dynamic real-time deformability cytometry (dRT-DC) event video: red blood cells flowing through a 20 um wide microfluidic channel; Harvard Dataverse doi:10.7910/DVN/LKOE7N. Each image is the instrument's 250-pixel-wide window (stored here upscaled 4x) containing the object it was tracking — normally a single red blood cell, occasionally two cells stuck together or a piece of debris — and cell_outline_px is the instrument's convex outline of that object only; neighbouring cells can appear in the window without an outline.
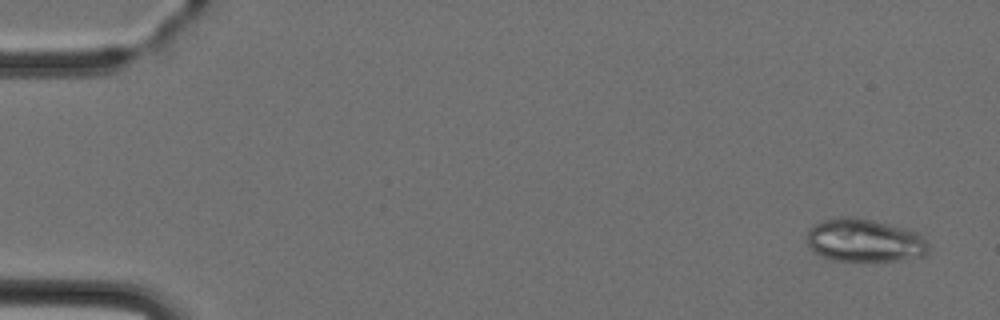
{"species": "Egyptian fruit bat (a non-hibernating species)", "species_latin": "Rousettus aegyptiacus", "temperature_condition": "cold", "stored_images_in_passage": 5, "camera_frame_rate_fps": 3000, "um_per_image_px": 0.085, "animal": {"sex": "female"}, "frame": {"image": 1, "passage_image": 1, "time_ms": 0.0, "image_size_px": [1000, 320], "cell_outline_px": [[928, 252], [924, 256], [900, 260], [836, 260], [820, 256], [808, 244], [804, 236], [808, 228], [820, 220], [836, 216], [852, 216], [872, 220], [908, 228], [916, 232], [928, 244]], "centroid_in_image_um": [73.43, 20.4], "position_along_channel_um": 11.6, "area_um2": 30.75}}